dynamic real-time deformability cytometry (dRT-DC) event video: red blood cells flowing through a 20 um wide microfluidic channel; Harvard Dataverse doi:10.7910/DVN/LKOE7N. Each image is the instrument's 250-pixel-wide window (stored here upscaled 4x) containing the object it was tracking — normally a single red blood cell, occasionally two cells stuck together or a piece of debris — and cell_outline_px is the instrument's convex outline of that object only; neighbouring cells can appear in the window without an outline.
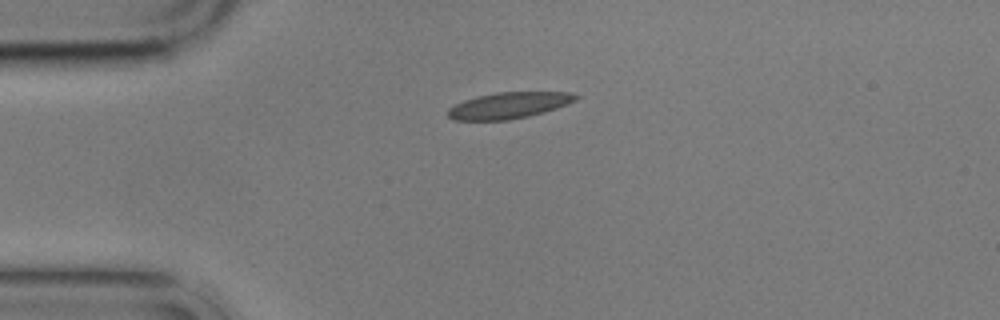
{"species": "common noctule bat (a hibernating species)", "species_latin": "Nyctalus noctula", "temperature_condition": "cold", "stored_images_in_passage": 3, "camera_frame_rate_fps": 3000, "um_per_image_px": 0.085, "animal": {"sex": "male", "body_mass_g": 17.9}, "frame": {"image": 1, "passage_image": 1, "time_ms": 0.0, "image_size_px": [1000, 320], "cell_outline_px": [[580, 96], [576, 100], [568, 104], [544, 112], [528, 116], [508, 120], [452, 120], [448, 116], [448, 108], [464, 100], [476, 96], [496, 92], [568, 92]], "centroid_in_image_um": [43.24, 8.95], "position_along_channel_um": 41.8, "area_um2": 19.54}}
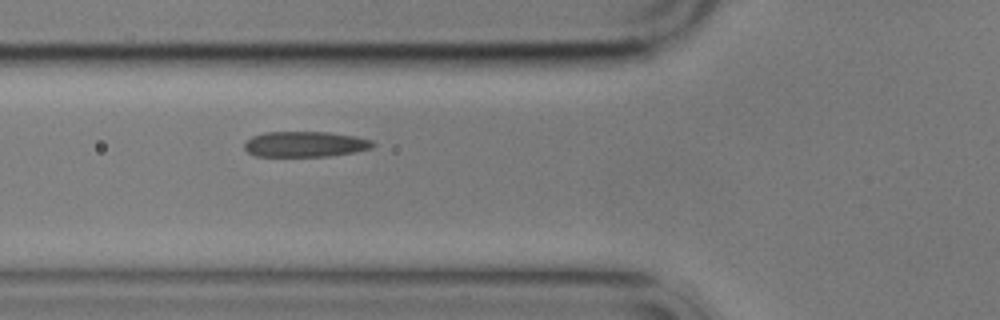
{"frame": {"image": 2, "passage_image": 3, "time_ms": 2.333, "image_size_px": [1000, 320], "cell_outline_px": [[376, 144], [372, 148], [356, 152], [328, 156], [256, 156], [248, 152], [244, 148], [244, 144], [252, 136], [264, 132], [328, 132], [356, 136], [372, 140]], "centroid_in_image_um": [25.97, 12.25], "position_along_channel_um": 99.8, "area_um2": 19.19}}